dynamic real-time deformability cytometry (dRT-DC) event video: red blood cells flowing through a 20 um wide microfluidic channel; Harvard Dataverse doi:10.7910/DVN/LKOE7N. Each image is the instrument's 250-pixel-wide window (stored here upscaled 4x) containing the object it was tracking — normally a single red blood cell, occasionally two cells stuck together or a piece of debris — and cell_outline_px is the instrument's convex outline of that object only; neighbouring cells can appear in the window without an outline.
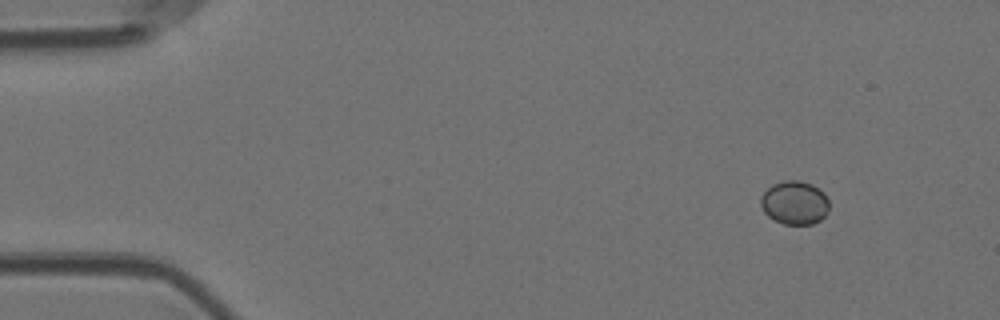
{"species": "Egyptian fruit bat (a non-hibernating species)", "species_latin": "Rousettus aegyptiacus", "temperature_condition": "room temperature", "stored_images_in_passage": 4, "camera_frame_rate_fps": 3000, "um_per_image_px": 0.085, "animal": {"sex": "female"}, "frame": {"image": 1, "passage_image": 1, "time_ms": 0.0, "image_size_px": [1000, 320], "cell_outline_px": [[828, 212], [820, 220], [812, 224], [784, 224], [772, 220], [764, 212], [760, 204], [760, 196], [772, 184], [788, 180], [800, 180], [812, 184], [824, 192], [828, 200]], "centroid_in_image_um": [67.53, 17.23], "position_along_channel_um": 17.5, "area_um2": 17.51}}
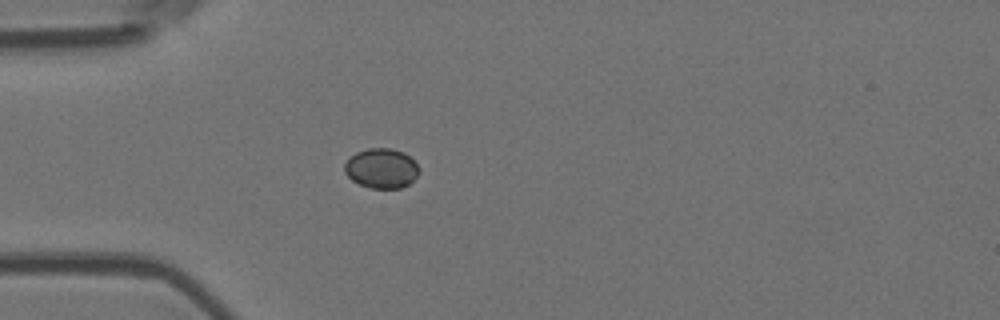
{"frame": {"image": 2, "passage_image": 4, "time_ms": 1.0, "image_size_px": [1000, 320], "cell_outline_px": [[416, 176], [408, 184], [400, 188], [372, 188], [360, 184], [352, 180], [344, 172], [344, 164], [356, 152], [368, 148], [392, 148], [404, 152], [416, 164]], "centroid_in_image_um": [32.38, 14.3], "position_along_channel_um": 52.6, "area_um2": 16.94}}